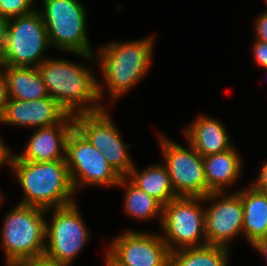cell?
<instances>
[{"instance_id":"cell-1","label":"cell","mask_w":267,"mask_h":266,"mask_svg":"<svg viewBox=\"0 0 267 266\" xmlns=\"http://www.w3.org/2000/svg\"><path fill=\"white\" fill-rule=\"evenodd\" d=\"M154 40V35H148L127 42L110 41L94 53L96 66H99L104 80L103 83L97 81L98 97L102 104L104 94L111 101L108 103L112 104L145 78L153 62Z\"/></svg>"},{"instance_id":"cell-2","label":"cell","mask_w":267,"mask_h":266,"mask_svg":"<svg viewBox=\"0 0 267 266\" xmlns=\"http://www.w3.org/2000/svg\"><path fill=\"white\" fill-rule=\"evenodd\" d=\"M37 69L49 96L68 114L75 116L92 113L105 107L98 97L99 79L92 66L48 57L38 65Z\"/></svg>"},{"instance_id":"cell-3","label":"cell","mask_w":267,"mask_h":266,"mask_svg":"<svg viewBox=\"0 0 267 266\" xmlns=\"http://www.w3.org/2000/svg\"><path fill=\"white\" fill-rule=\"evenodd\" d=\"M9 169L23 190L18 204L48 210L76 202L66 160L29 162L12 154Z\"/></svg>"},{"instance_id":"cell-4","label":"cell","mask_w":267,"mask_h":266,"mask_svg":"<svg viewBox=\"0 0 267 266\" xmlns=\"http://www.w3.org/2000/svg\"><path fill=\"white\" fill-rule=\"evenodd\" d=\"M40 12L51 47L96 63L88 38L87 11L79 0H41Z\"/></svg>"},{"instance_id":"cell-5","label":"cell","mask_w":267,"mask_h":266,"mask_svg":"<svg viewBox=\"0 0 267 266\" xmlns=\"http://www.w3.org/2000/svg\"><path fill=\"white\" fill-rule=\"evenodd\" d=\"M47 210L17 204L4 216L0 240L5 265H17L45 253Z\"/></svg>"},{"instance_id":"cell-6","label":"cell","mask_w":267,"mask_h":266,"mask_svg":"<svg viewBox=\"0 0 267 266\" xmlns=\"http://www.w3.org/2000/svg\"><path fill=\"white\" fill-rule=\"evenodd\" d=\"M48 33L40 12L9 19L4 48L0 54V66L35 67L48 56Z\"/></svg>"},{"instance_id":"cell-7","label":"cell","mask_w":267,"mask_h":266,"mask_svg":"<svg viewBox=\"0 0 267 266\" xmlns=\"http://www.w3.org/2000/svg\"><path fill=\"white\" fill-rule=\"evenodd\" d=\"M203 197L178 196L163 205L162 239L170 252L207 244Z\"/></svg>"},{"instance_id":"cell-8","label":"cell","mask_w":267,"mask_h":266,"mask_svg":"<svg viewBox=\"0 0 267 266\" xmlns=\"http://www.w3.org/2000/svg\"><path fill=\"white\" fill-rule=\"evenodd\" d=\"M114 123L107 106L96 112L74 116V127L103 153L108 164L121 177H126L136 163L128 150L131 144H125Z\"/></svg>"},{"instance_id":"cell-9","label":"cell","mask_w":267,"mask_h":266,"mask_svg":"<svg viewBox=\"0 0 267 266\" xmlns=\"http://www.w3.org/2000/svg\"><path fill=\"white\" fill-rule=\"evenodd\" d=\"M51 210V211H50ZM46 221L45 255L72 265L90 238V231L80 212L78 203L48 209Z\"/></svg>"},{"instance_id":"cell-10","label":"cell","mask_w":267,"mask_h":266,"mask_svg":"<svg viewBox=\"0 0 267 266\" xmlns=\"http://www.w3.org/2000/svg\"><path fill=\"white\" fill-rule=\"evenodd\" d=\"M66 163L75 192L80 188L116 187L121 176L75 127L66 141Z\"/></svg>"},{"instance_id":"cell-11","label":"cell","mask_w":267,"mask_h":266,"mask_svg":"<svg viewBox=\"0 0 267 266\" xmlns=\"http://www.w3.org/2000/svg\"><path fill=\"white\" fill-rule=\"evenodd\" d=\"M162 152V163L169 173L171 185L177 196L205 197L207 183L204 176L203 157L187 142V147L157 133Z\"/></svg>"},{"instance_id":"cell-12","label":"cell","mask_w":267,"mask_h":266,"mask_svg":"<svg viewBox=\"0 0 267 266\" xmlns=\"http://www.w3.org/2000/svg\"><path fill=\"white\" fill-rule=\"evenodd\" d=\"M231 191L213 192L203 197L206 203L204 208L207 244L230 249L233 240L241 234L243 236V204L240 189Z\"/></svg>"},{"instance_id":"cell-13","label":"cell","mask_w":267,"mask_h":266,"mask_svg":"<svg viewBox=\"0 0 267 266\" xmlns=\"http://www.w3.org/2000/svg\"><path fill=\"white\" fill-rule=\"evenodd\" d=\"M108 245L106 252L122 266H169L171 252L160 233L128 229Z\"/></svg>"},{"instance_id":"cell-14","label":"cell","mask_w":267,"mask_h":266,"mask_svg":"<svg viewBox=\"0 0 267 266\" xmlns=\"http://www.w3.org/2000/svg\"><path fill=\"white\" fill-rule=\"evenodd\" d=\"M68 113L50 96L37 100L9 98L0 124L37 129L60 123Z\"/></svg>"},{"instance_id":"cell-15","label":"cell","mask_w":267,"mask_h":266,"mask_svg":"<svg viewBox=\"0 0 267 266\" xmlns=\"http://www.w3.org/2000/svg\"><path fill=\"white\" fill-rule=\"evenodd\" d=\"M73 128L74 116L68 114L58 124L34 129L25 148L16 156L29 162L66 160V141Z\"/></svg>"},{"instance_id":"cell-16","label":"cell","mask_w":267,"mask_h":266,"mask_svg":"<svg viewBox=\"0 0 267 266\" xmlns=\"http://www.w3.org/2000/svg\"><path fill=\"white\" fill-rule=\"evenodd\" d=\"M182 134L202 157L224 152L234 146L222 121L204 114H199L190 125L184 127Z\"/></svg>"},{"instance_id":"cell-17","label":"cell","mask_w":267,"mask_h":266,"mask_svg":"<svg viewBox=\"0 0 267 266\" xmlns=\"http://www.w3.org/2000/svg\"><path fill=\"white\" fill-rule=\"evenodd\" d=\"M207 195L213 192H228L242 175L243 161L236 147L224 152L203 157Z\"/></svg>"},{"instance_id":"cell-18","label":"cell","mask_w":267,"mask_h":266,"mask_svg":"<svg viewBox=\"0 0 267 266\" xmlns=\"http://www.w3.org/2000/svg\"><path fill=\"white\" fill-rule=\"evenodd\" d=\"M243 204V236L252 246L267 235V192L248 184L240 188Z\"/></svg>"},{"instance_id":"cell-19","label":"cell","mask_w":267,"mask_h":266,"mask_svg":"<svg viewBox=\"0 0 267 266\" xmlns=\"http://www.w3.org/2000/svg\"><path fill=\"white\" fill-rule=\"evenodd\" d=\"M1 67L7 80L9 98L31 101L49 96L37 68L24 66Z\"/></svg>"},{"instance_id":"cell-20","label":"cell","mask_w":267,"mask_h":266,"mask_svg":"<svg viewBox=\"0 0 267 266\" xmlns=\"http://www.w3.org/2000/svg\"><path fill=\"white\" fill-rule=\"evenodd\" d=\"M126 177L162 205H166L178 197L171 185L167 168L163 163L151 164L142 171L134 165Z\"/></svg>"},{"instance_id":"cell-21","label":"cell","mask_w":267,"mask_h":266,"mask_svg":"<svg viewBox=\"0 0 267 266\" xmlns=\"http://www.w3.org/2000/svg\"><path fill=\"white\" fill-rule=\"evenodd\" d=\"M124 189L123 211L137 221L158 218L162 222L163 205L154 197L134 185L127 177H121L118 185Z\"/></svg>"},{"instance_id":"cell-22","label":"cell","mask_w":267,"mask_h":266,"mask_svg":"<svg viewBox=\"0 0 267 266\" xmlns=\"http://www.w3.org/2000/svg\"><path fill=\"white\" fill-rule=\"evenodd\" d=\"M230 249L206 244L170 253L169 266H229Z\"/></svg>"},{"instance_id":"cell-23","label":"cell","mask_w":267,"mask_h":266,"mask_svg":"<svg viewBox=\"0 0 267 266\" xmlns=\"http://www.w3.org/2000/svg\"><path fill=\"white\" fill-rule=\"evenodd\" d=\"M36 0H0V15L12 19L32 13L37 7Z\"/></svg>"},{"instance_id":"cell-24","label":"cell","mask_w":267,"mask_h":266,"mask_svg":"<svg viewBox=\"0 0 267 266\" xmlns=\"http://www.w3.org/2000/svg\"><path fill=\"white\" fill-rule=\"evenodd\" d=\"M252 44L254 63L261 69L267 68V42L255 39Z\"/></svg>"},{"instance_id":"cell-25","label":"cell","mask_w":267,"mask_h":266,"mask_svg":"<svg viewBox=\"0 0 267 266\" xmlns=\"http://www.w3.org/2000/svg\"><path fill=\"white\" fill-rule=\"evenodd\" d=\"M254 22V39L267 42V12L258 15Z\"/></svg>"},{"instance_id":"cell-26","label":"cell","mask_w":267,"mask_h":266,"mask_svg":"<svg viewBox=\"0 0 267 266\" xmlns=\"http://www.w3.org/2000/svg\"><path fill=\"white\" fill-rule=\"evenodd\" d=\"M19 266H71L68 263L60 262L59 260H54L46 256L45 254L41 256H36L35 258L29 259Z\"/></svg>"},{"instance_id":"cell-27","label":"cell","mask_w":267,"mask_h":266,"mask_svg":"<svg viewBox=\"0 0 267 266\" xmlns=\"http://www.w3.org/2000/svg\"><path fill=\"white\" fill-rule=\"evenodd\" d=\"M9 100L7 80L4 74V70L0 66V117L3 113L4 107Z\"/></svg>"},{"instance_id":"cell-28","label":"cell","mask_w":267,"mask_h":266,"mask_svg":"<svg viewBox=\"0 0 267 266\" xmlns=\"http://www.w3.org/2000/svg\"><path fill=\"white\" fill-rule=\"evenodd\" d=\"M258 173L257 179L250 185L261 192H267V161L261 166Z\"/></svg>"},{"instance_id":"cell-29","label":"cell","mask_w":267,"mask_h":266,"mask_svg":"<svg viewBox=\"0 0 267 266\" xmlns=\"http://www.w3.org/2000/svg\"><path fill=\"white\" fill-rule=\"evenodd\" d=\"M0 136V168L3 165L10 166V161L12 157L11 148L7 146L4 139ZM1 170V169H0Z\"/></svg>"},{"instance_id":"cell-30","label":"cell","mask_w":267,"mask_h":266,"mask_svg":"<svg viewBox=\"0 0 267 266\" xmlns=\"http://www.w3.org/2000/svg\"><path fill=\"white\" fill-rule=\"evenodd\" d=\"M9 19L0 15V54L4 48Z\"/></svg>"},{"instance_id":"cell-31","label":"cell","mask_w":267,"mask_h":266,"mask_svg":"<svg viewBox=\"0 0 267 266\" xmlns=\"http://www.w3.org/2000/svg\"><path fill=\"white\" fill-rule=\"evenodd\" d=\"M252 248L258 251V253L263 256L267 262V235L260 238L255 244L252 245Z\"/></svg>"},{"instance_id":"cell-32","label":"cell","mask_w":267,"mask_h":266,"mask_svg":"<svg viewBox=\"0 0 267 266\" xmlns=\"http://www.w3.org/2000/svg\"><path fill=\"white\" fill-rule=\"evenodd\" d=\"M104 265L105 266H122L117 263L107 252L104 253Z\"/></svg>"},{"instance_id":"cell-33","label":"cell","mask_w":267,"mask_h":266,"mask_svg":"<svg viewBox=\"0 0 267 266\" xmlns=\"http://www.w3.org/2000/svg\"><path fill=\"white\" fill-rule=\"evenodd\" d=\"M4 194H3V192H2V190H1V188H0V207L2 206V204H4L3 202L5 201L4 200Z\"/></svg>"},{"instance_id":"cell-34","label":"cell","mask_w":267,"mask_h":266,"mask_svg":"<svg viewBox=\"0 0 267 266\" xmlns=\"http://www.w3.org/2000/svg\"><path fill=\"white\" fill-rule=\"evenodd\" d=\"M264 1H265L264 4L266 3L265 5L267 6V0H264ZM265 12H267V9L265 10Z\"/></svg>"}]
</instances>
